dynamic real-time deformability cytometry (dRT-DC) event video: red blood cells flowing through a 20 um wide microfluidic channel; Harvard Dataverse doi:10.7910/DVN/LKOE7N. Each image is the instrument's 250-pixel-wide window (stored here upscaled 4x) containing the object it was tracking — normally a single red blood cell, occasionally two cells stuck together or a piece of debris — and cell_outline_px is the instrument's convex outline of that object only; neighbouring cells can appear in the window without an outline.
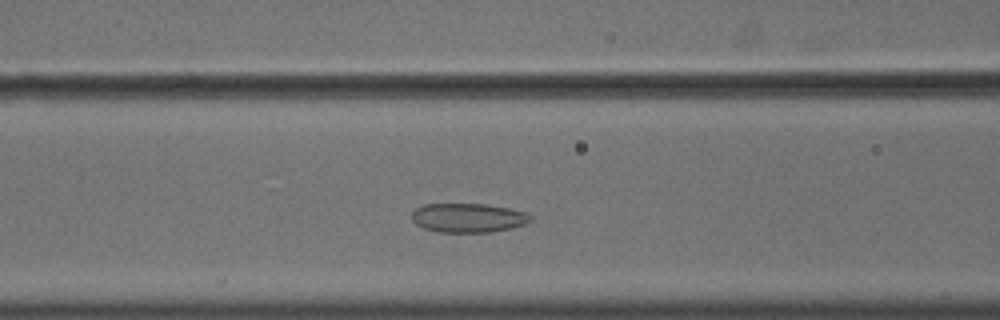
{"species": "common noctule bat (a hibernating species)", "species_latin": "Nyctalus noctula", "temperature_condition": "cold", "stored_images_in_passage": 42, "camera_frame_rate_fps": 3000, "um_per_image_px": 0.085, "animal": {"sex": "male", "body_mass_g": 18.8}, "frame": {"image": 1, "passage_image": 14, "time_ms": 4.333, "image_size_px": [1000, 320], "cell_outline_px": [[532, 220], [524, 224], [512, 228], [492, 232], [440, 232], [424, 228], [416, 224], [412, 220], [412, 212], [416, 208], [424, 204], [488, 204], [528, 212], [532, 216]], "centroid_in_image_um": [39.82, 18.51], "position_along_channel_um": 126.8, "area_um2": 20.29}}
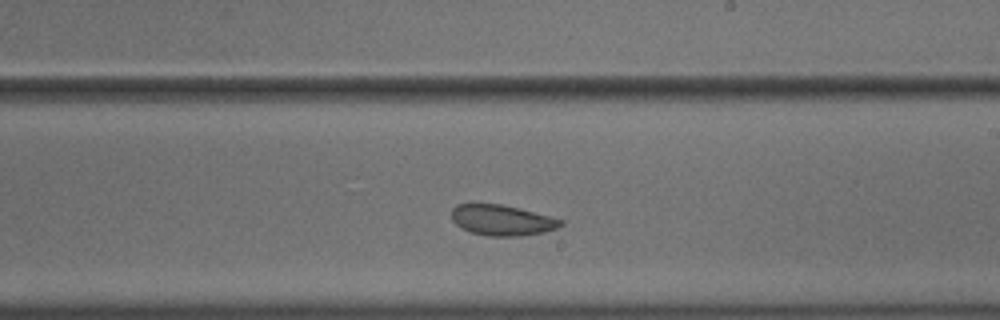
{"frame": {"image": 2, "passage_image": 24, "time_ms": 7.667, "image_size_px": [1000, 320], "cell_outline_px": [[564, 224], [556, 228], [544, 232], [520, 236], [488, 236], [472, 232], [460, 228], [452, 220], [452, 208], [456, 204], [500, 204], [564, 220]], "centroid_in_image_um": [42.64, 18.72], "position_along_channel_um": 246.4, "area_um2": 19.25}}
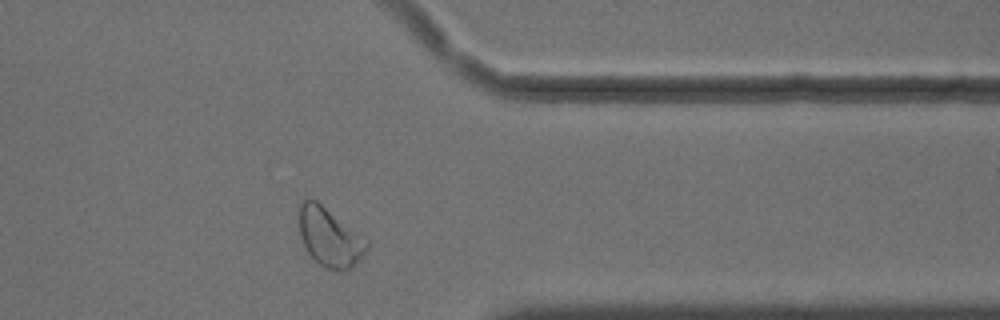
{"frame": {"image": 3, "passage_image": 36, "time_ms": 11.667, "image_size_px": [1000, 320], "cell_outline_px": [[368, 248], [360, 260], [344, 272], [324, 268], [308, 252], [300, 236], [300, 200], [316, 200], [368, 240]], "centroid_in_image_um": [28.04, 20.19], "position_along_channel_um": 383.4, "area_um2": 22.83}}